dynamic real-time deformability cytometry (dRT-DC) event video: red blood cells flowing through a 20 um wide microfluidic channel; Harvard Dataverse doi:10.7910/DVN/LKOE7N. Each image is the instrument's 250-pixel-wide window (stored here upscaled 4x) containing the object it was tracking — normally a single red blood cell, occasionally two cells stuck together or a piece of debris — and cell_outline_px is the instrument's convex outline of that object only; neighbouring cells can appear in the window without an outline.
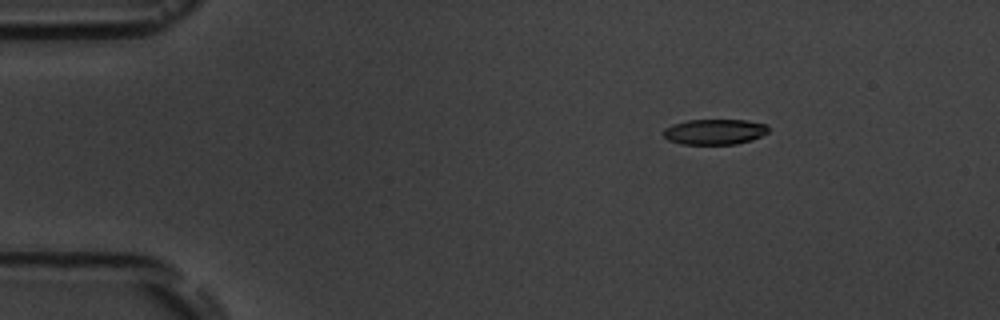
{"species": "common noctule bat (a hibernating species)", "species_latin": "Nyctalus noctula", "temperature_condition": "room temperature", "stored_images_in_passage": 6, "camera_frame_rate_fps": 3000, "um_per_image_px": 0.085, "animal": {"sex": "male", "body_mass_g": 19.5, "forearm_length_mm": 54.6}, "frame": {"image": 1, "passage_image": 1, "time_ms": 0.0, "image_size_px": [1000, 320], "cell_outline_px": [[768, 132], [752, 140], [736, 144], [680, 144], [668, 140], [664, 136], [664, 128], [672, 124], [688, 120], [748, 120], [764, 124], [768, 128]], "centroid_in_image_um": [60.72, 11.2], "position_along_channel_um": 24.3, "area_um2": 15.55}}
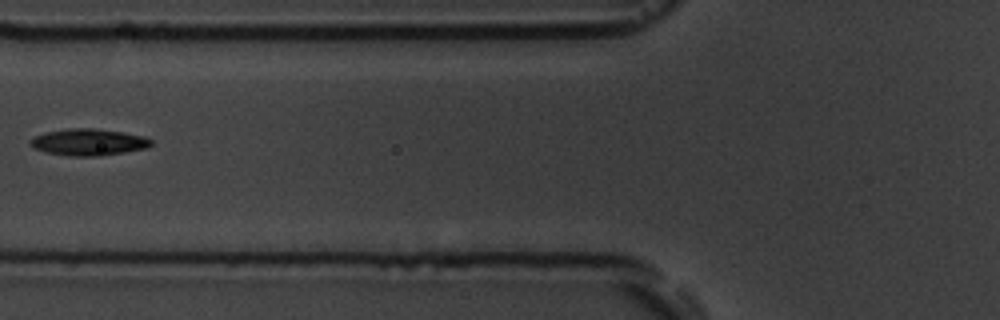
{"frame": {"image": 2, "passage_image": 5, "time_ms": 4.667, "image_size_px": [1000, 320], "cell_outline_px": [[152, 144], [148, 148], [100, 156], [72, 156], [48, 152], [32, 148], [28, 144], [28, 140], [32, 136], [44, 132], [68, 128], [92, 128], [124, 132], [144, 136], [152, 140]], "centroid_in_image_um": [7.49, 12.07], "position_along_channel_um": 118.3, "area_um2": 19.02}}
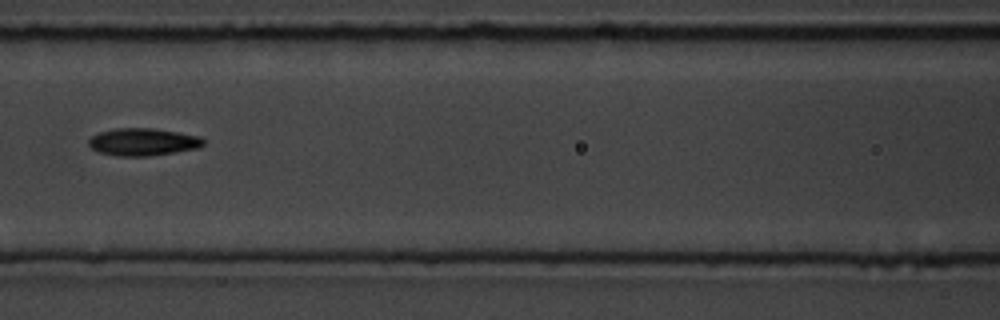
{"frame": {"image": 3, "passage_image": 6, "time_ms": 5.667, "image_size_px": [1000, 320], "cell_outline_px": [[204, 144], [200, 148], [176, 152], [148, 156], [116, 156], [100, 152], [92, 148], [88, 144], [88, 140], [92, 136], [100, 132], [116, 128], [152, 128], [180, 132], [200, 136], [204, 140]], "centroid_in_image_um": [12.19, 12.06], "position_along_channel_um": 154.4, "area_um2": 18.44}}